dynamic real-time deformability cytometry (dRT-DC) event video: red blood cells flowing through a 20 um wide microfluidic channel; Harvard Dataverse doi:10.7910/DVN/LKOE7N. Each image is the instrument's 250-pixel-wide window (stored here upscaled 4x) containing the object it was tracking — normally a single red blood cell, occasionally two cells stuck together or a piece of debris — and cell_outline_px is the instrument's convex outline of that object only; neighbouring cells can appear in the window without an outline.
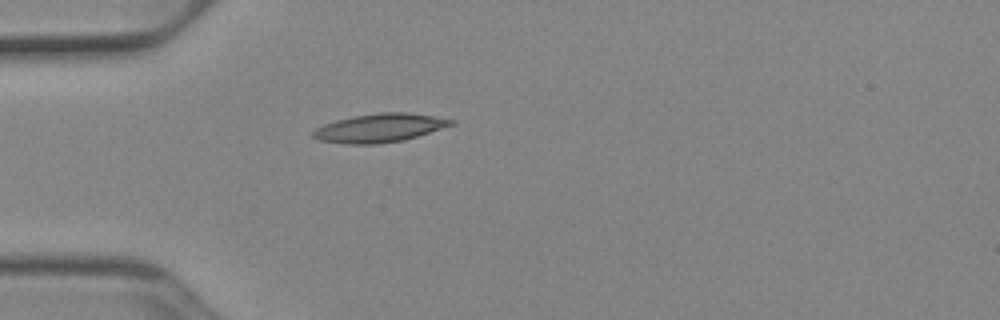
{"species": "Egyptian fruit bat (a non-hibernating species)", "species_latin": "Rousettus aegyptiacus", "temperature_condition": "cold", "stored_images_in_passage": 38, "camera_frame_rate_fps": 3000, "um_per_image_px": 0.085, "animal": {"sex": "female"}, "frame": {"image": 1, "passage_image": 1, "time_ms": 0.0, "image_size_px": [1000, 320], "cell_outline_px": [[456, 120], [452, 124], [404, 140], [376, 144], [344, 144], [320, 140], [312, 136], [312, 132], [316, 128], [324, 124], [336, 120], [352, 116], [380, 112], [408, 112]], "centroid_in_image_um": [32.21, 10.87], "position_along_channel_um": 52.8, "area_um2": 22.72}}
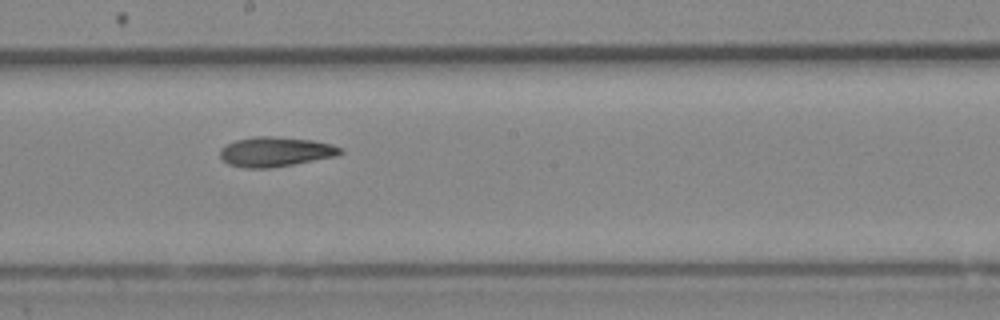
{"frame": {"image": 2, "passage_image": 15, "time_ms": 4.667, "image_size_px": [1000, 320], "cell_outline_px": [[344, 152], [336, 156], [292, 164], [268, 168], [244, 168], [228, 164], [220, 156], [220, 148], [236, 140], [256, 136], [276, 136], [312, 140], [332, 144], [344, 148]], "centroid_in_image_um": [23.43, 12.89], "position_along_channel_um": 224.8, "area_um2": 20.81}}
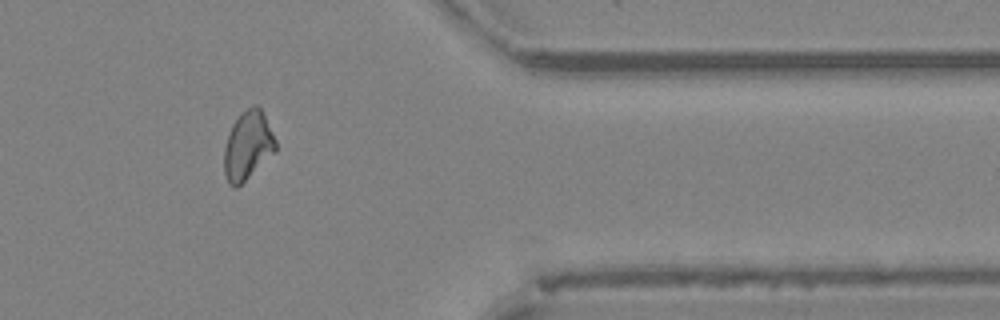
{"frame": {"image": 3, "passage_image": 29, "time_ms": 9.333, "image_size_px": [1000, 320], "cell_outline_px": [[276, 152], [236, 188], [232, 188], [228, 184], [224, 176], [224, 148], [228, 132], [232, 124], [240, 112], [256, 104], [260, 108], [276, 140]], "centroid_in_image_um": [21.03, 12.39], "position_along_channel_um": 390.4, "area_um2": 20.69}, "authors_computed_cell_mechanics": {"area_um2": 20.6057, "velocity_mm_per_s": 3.9095, "shape_relaxation_time_tau1_ms": 10.2875, "shape_relaxation_time_tau2_ms": 4.5051, "deformation_change_tau1": 0.2238, "deformation_change_tau2": 0.1144}}